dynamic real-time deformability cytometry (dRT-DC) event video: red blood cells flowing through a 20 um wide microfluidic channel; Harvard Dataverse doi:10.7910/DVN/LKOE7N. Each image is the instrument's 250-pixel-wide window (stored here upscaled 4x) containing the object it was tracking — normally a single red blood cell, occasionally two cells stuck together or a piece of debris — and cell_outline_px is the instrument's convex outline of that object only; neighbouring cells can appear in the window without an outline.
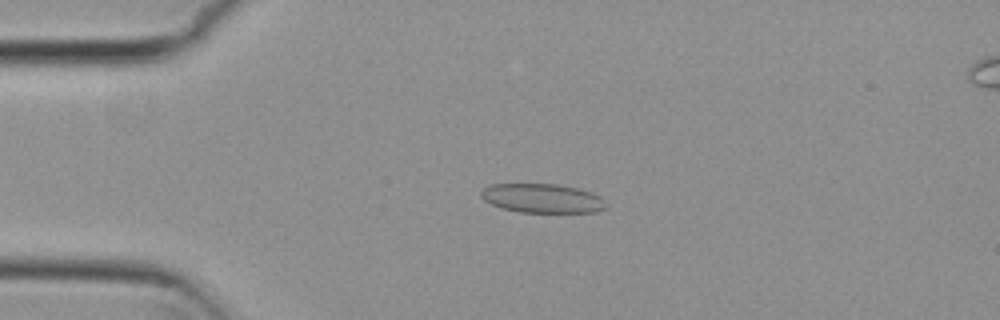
{"species": "common noctule bat (a hibernating species)", "species_latin": "Nyctalus noctula", "temperature_condition": "cold", "stored_images_in_passage": 5, "camera_frame_rate_fps": 3000, "um_per_image_px": 0.085, "animal": {"sex": "female", "body_mass_g": 29.2, "forearm_length_mm": 56.3}, "frame": {"image": 1, "passage_image": 3, "time_ms": 0.667, "image_size_px": [1000, 320], "cell_outline_px": [[608, 204], [604, 208], [596, 212], [520, 212], [500, 208], [484, 200], [480, 196], [480, 192], [484, 188], [492, 184], [556, 184], [576, 188], [592, 192], [600, 196]], "centroid_in_image_um": [46.09, 16.86], "position_along_channel_um": 38.9, "area_um2": 21.21}}
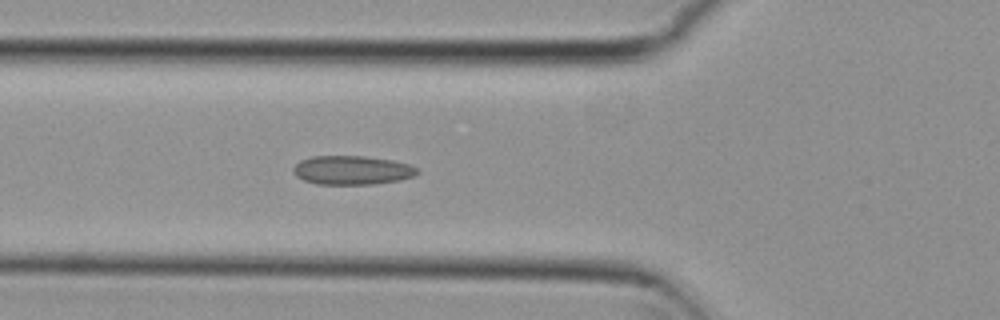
{"frame": {"image": 2, "passage_image": 5, "time_ms": 1.333, "image_size_px": [1000, 320], "cell_outline_px": [[420, 172], [416, 176], [400, 180], [376, 184], [316, 184], [304, 180], [296, 176], [292, 172], [292, 168], [300, 160], [312, 156], [364, 156], [392, 160], [408, 164], [420, 168]], "centroid_in_image_um": [29.95, 14.47], "position_along_channel_um": 95.8, "area_um2": 21.15}}